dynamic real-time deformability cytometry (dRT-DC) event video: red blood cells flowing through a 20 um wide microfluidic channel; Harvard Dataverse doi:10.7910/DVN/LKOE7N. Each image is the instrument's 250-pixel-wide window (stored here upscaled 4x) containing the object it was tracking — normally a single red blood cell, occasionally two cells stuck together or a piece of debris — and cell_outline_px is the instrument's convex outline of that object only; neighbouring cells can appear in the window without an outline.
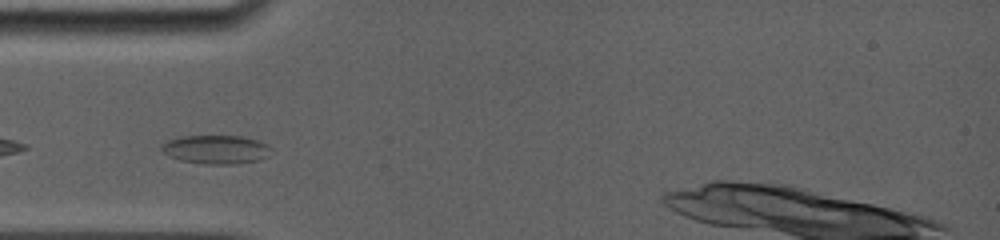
{"species": "common noctule bat (a hibernating species)", "species_latin": "Nyctalus noctula", "temperature_condition": "room temperature", "stored_images_in_passage": 27, "segment_of_instrument_passage": [1, 2], "camera_frame_rate_fps": 5000, "um_per_image_px": 0.085, "animal": {"sex": "female", "body_mass_g": 19.0, "forearm_length_mm": 56.7}, "frame": {"image": 1, "passage_image": 2, "time_ms": 0.6, "image_size_px": [1000, 240], "cell_outline_px": [[272, 148], [268, 156], [256, 160], [232, 164], [204, 164], [180, 160], [164, 152], [160, 148], [168, 140], [184, 136], [240, 136], [256, 140], [268, 144]], "centroid_in_image_um": [18.39, 12.7], "position_along_channel_um": 66.6, "area_um2": 18.03}}
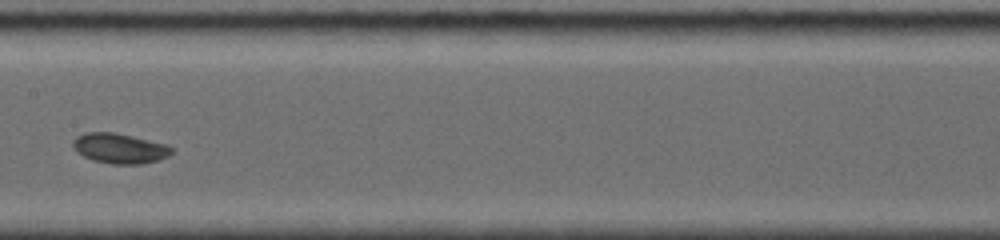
{"frame": {"image": 2, "passage_image": 7, "time_ms": 4.0, "image_size_px": [1000, 240], "cell_outline_px": [[172, 152], [168, 156], [160, 160], [140, 164], [112, 164], [92, 160], [84, 156], [72, 144], [72, 140], [88, 132], [116, 132], [164, 144], [172, 148]], "centroid_in_image_um": [10.19, 12.62], "position_along_channel_um": 197.2, "area_um2": 16.99}}
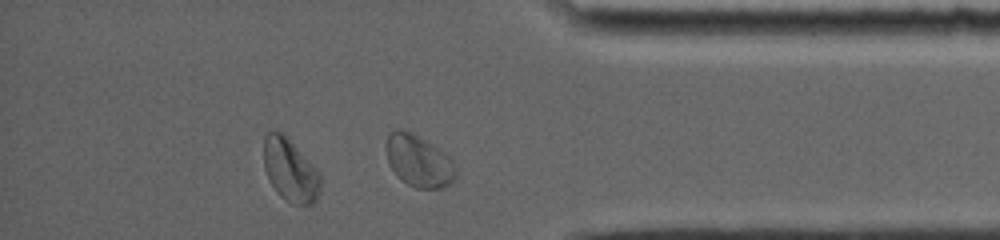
{"frame": {"image": 3, "passage_image": 26, "time_ms": 9.4, "image_size_px": [1000, 240], "cell_outline_px": [[320, 188], [316, 200], [312, 204], [292, 204], [284, 200], [276, 192], [264, 168], [264, 136], [268, 132], [280, 132], [320, 172]], "centroid_in_image_um": [24.66, 14.51], "position_along_channel_um": 410.5, "area_um2": 20.29}}